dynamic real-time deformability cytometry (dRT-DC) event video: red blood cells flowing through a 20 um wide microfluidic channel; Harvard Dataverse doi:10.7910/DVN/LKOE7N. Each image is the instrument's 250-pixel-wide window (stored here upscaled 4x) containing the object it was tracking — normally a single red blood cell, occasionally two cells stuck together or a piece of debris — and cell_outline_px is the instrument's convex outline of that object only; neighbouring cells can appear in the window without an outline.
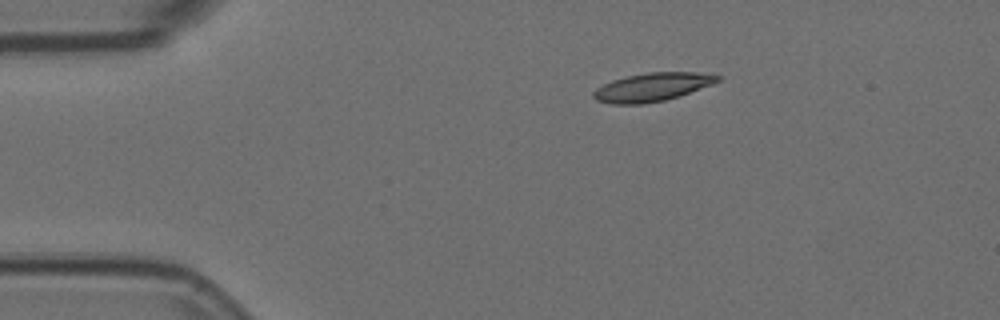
{"species": "Egyptian fruit bat (a non-hibernating species)", "species_latin": "Rousettus aegyptiacus", "temperature_condition": "room temperature", "stored_images_in_passage": 4, "camera_frame_rate_fps": 3000, "um_per_image_px": 0.085, "animal": {"sex": "female"}, "frame": {"image": 1, "passage_image": 3, "time_ms": 0.667, "image_size_px": [1000, 320], "cell_outline_px": [[720, 80], [712, 84], [680, 96], [664, 100], [644, 104], [612, 104], [596, 100], [592, 96], [592, 92], [596, 88], [612, 80], [628, 76], [648, 72], [696, 72], [720, 76]], "centroid_in_image_um": [55.41, 7.41], "position_along_channel_um": 29.6, "area_um2": 20.46}}